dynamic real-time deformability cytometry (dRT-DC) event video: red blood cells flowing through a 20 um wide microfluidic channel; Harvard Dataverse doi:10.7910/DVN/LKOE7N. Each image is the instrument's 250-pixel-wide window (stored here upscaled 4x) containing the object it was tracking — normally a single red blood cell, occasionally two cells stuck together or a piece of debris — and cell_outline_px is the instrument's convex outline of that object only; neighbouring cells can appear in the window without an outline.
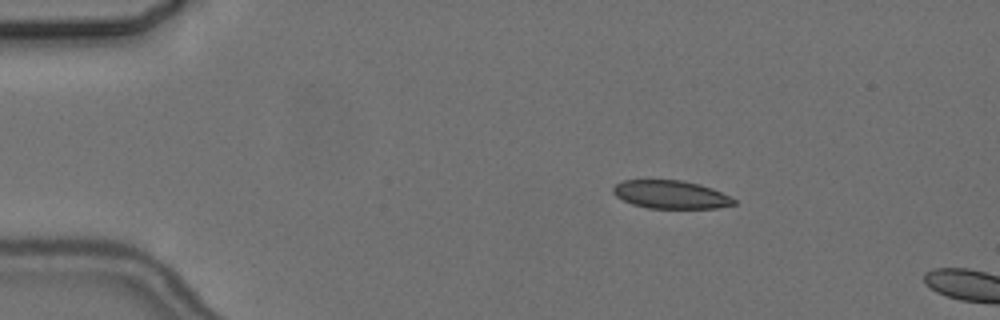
{"species": "common noctule bat (a hibernating species)", "species_latin": "Nyctalus noctula", "temperature_condition": "cold", "stored_images_in_passage": 4, "camera_frame_rate_fps": 3000, "um_per_image_px": 0.085, "animal": {"sex": "female", "body_mass_g": 24.6, "forearm_length_mm": 56.2}, "frame": {"image": 1, "passage_image": 3, "time_ms": 2.667, "image_size_px": [1000, 320], "cell_outline_px": [[736, 204], [716, 208], [648, 208], [632, 204], [616, 196], [612, 192], [612, 188], [616, 184], [624, 180], [680, 180], [700, 184], [712, 188], [736, 200]], "centroid_in_image_um": [57.0, 16.53], "position_along_channel_um": 28.0, "area_um2": 19.71}}